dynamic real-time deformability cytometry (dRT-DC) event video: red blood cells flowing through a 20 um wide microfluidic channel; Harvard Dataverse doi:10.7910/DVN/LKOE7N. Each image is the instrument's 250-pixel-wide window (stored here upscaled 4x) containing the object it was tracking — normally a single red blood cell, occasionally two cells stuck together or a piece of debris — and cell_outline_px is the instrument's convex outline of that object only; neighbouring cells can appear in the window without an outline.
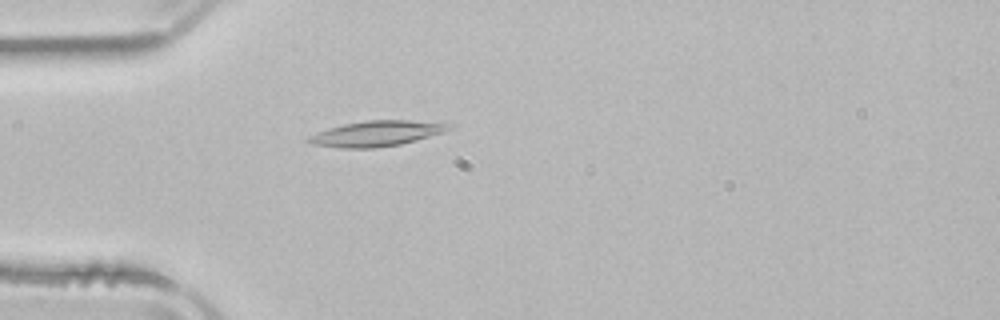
{"species": "common noctule bat (a hibernating species)", "species_latin": "Nyctalus noctula", "temperature_condition": "room temperature", "stored_images_in_passage": 3, "camera_frame_rate_fps": 3000, "um_per_image_px": 0.085, "animal": {"sex": "male", "body_mass_g": 21.5, "forearm_length_mm": 52.0}, "frame": {"image": 1, "passage_image": 3, "time_ms": 2.667, "image_size_px": [1000, 320], "cell_outline_px": [[456, 124], [440, 132], [416, 140], [400, 144], [372, 148], [340, 148], [312, 144], [304, 140], [308, 136], [316, 132], [328, 128], [344, 124], [364, 120], [408, 120]], "centroid_in_image_um": [31.91, 11.35], "position_along_channel_um": 53.1, "area_um2": 20.63}}